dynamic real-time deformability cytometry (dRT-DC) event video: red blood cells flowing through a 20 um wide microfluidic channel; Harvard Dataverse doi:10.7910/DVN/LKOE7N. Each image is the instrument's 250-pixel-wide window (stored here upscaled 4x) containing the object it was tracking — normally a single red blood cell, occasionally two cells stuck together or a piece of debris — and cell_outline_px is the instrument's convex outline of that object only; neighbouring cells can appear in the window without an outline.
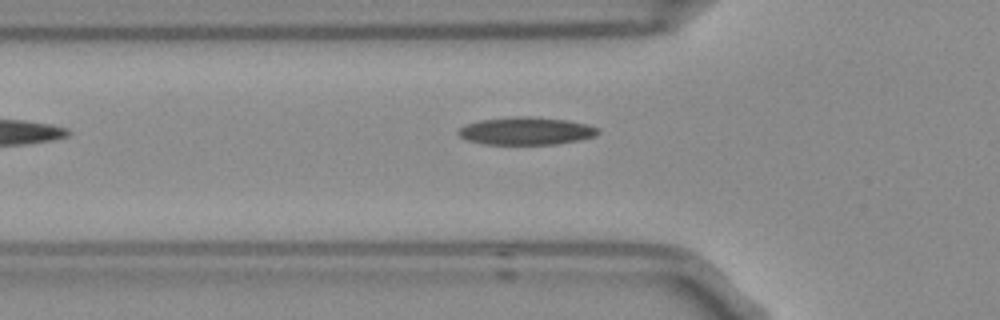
{"species": "Egyptian fruit bat (a non-hibernating species)", "species_latin": "Rousettus aegyptiacus", "temperature_condition": "room temperature", "stored_images_in_passage": 4, "camera_frame_rate_fps": 3000, "um_per_image_px": 0.085, "frame": {"image": 1, "passage_image": 4, "time_ms": 1.0, "image_size_px": [1000, 320], "cell_outline_px": [[600, 132], [596, 136], [580, 140], [556, 144], [484, 144], [468, 140], [460, 136], [456, 132], [460, 128], [468, 124], [480, 120], [516, 116], [532, 116], [568, 120], [588, 124], [600, 128]], "centroid_in_image_um": [44.78, 11.13], "position_along_channel_um": 81.0, "area_um2": 22.66}}